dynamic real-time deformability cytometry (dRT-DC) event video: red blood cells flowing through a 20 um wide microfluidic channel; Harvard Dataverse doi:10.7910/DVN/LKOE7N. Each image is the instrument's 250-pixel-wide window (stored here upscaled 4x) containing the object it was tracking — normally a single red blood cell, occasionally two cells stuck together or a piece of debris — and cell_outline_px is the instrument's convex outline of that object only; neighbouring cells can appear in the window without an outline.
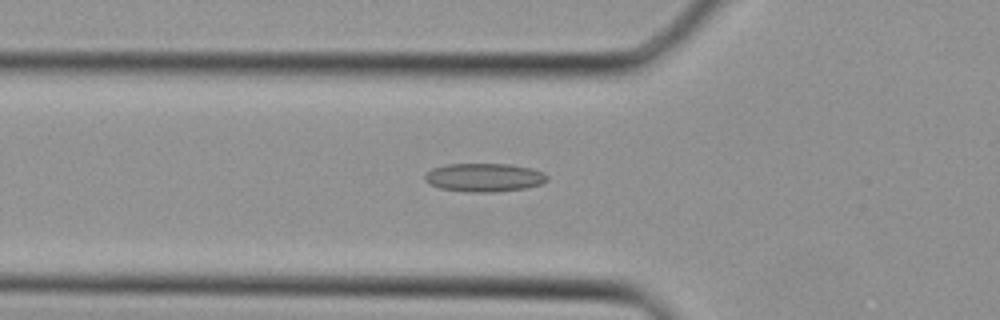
{"species": "Egyptian fruit bat (a non-hibernating species)", "species_latin": "Rousettus aegyptiacus", "temperature_condition": "cold", "stored_images_in_passage": 31, "camera_frame_rate_fps": 3000, "um_per_image_px": 0.085, "animal": {"sex": "female"}, "frame": {"image": 1, "passage_image": 7, "time_ms": 2.0, "image_size_px": [1000, 320], "cell_outline_px": [[548, 180], [540, 184], [528, 188], [492, 192], [472, 192], [440, 188], [428, 184], [424, 180], [424, 176], [432, 168], [448, 164], [512, 164], [532, 168], [544, 172], [548, 176]], "centroid_in_image_um": [41.18, 15.08], "position_along_channel_um": 84.6, "area_um2": 20.4}}
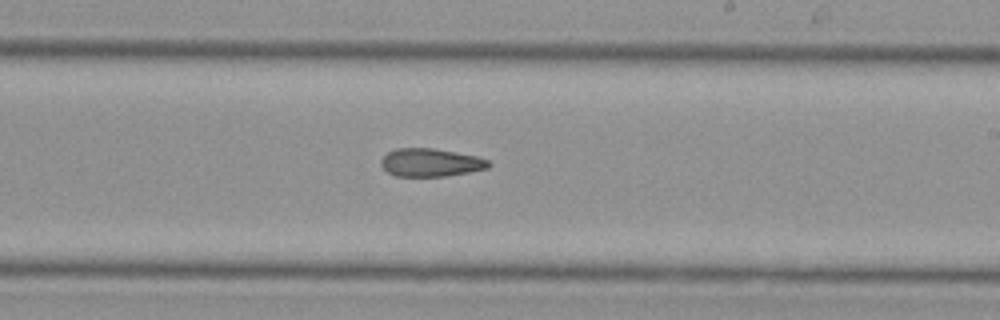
{"frame": {"image": 2, "passage_image": 16, "time_ms": 5.0, "image_size_px": [1000, 320], "cell_outline_px": [[492, 164], [488, 168], [468, 172], [444, 176], [396, 176], [388, 172], [380, 164], [380, 160], [388, 152], [396, 148], [432, 148], [456, 152], [476, 156], [488, 160]], "centroid_in_image_um": [36.6, 13.81], "position_along_channel_um": 252.4, "area_um2": 17.51}}
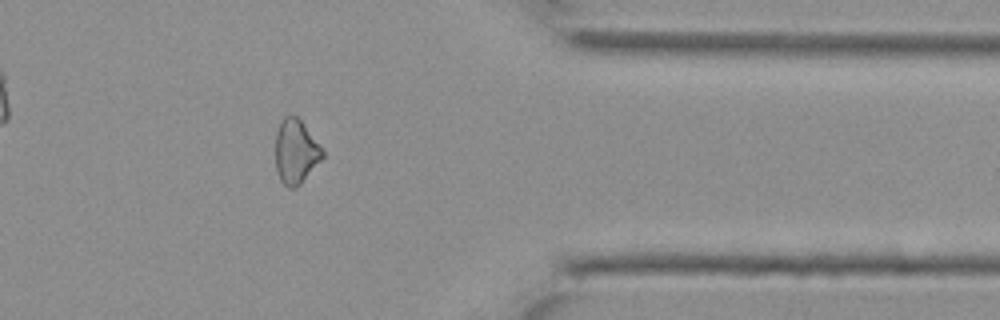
{"frame": {"image": 3, "passage_image": 24, "time_ms": 7.667, "image_size_px": [1000, 320], "cell_outline_px": [[324, 156], [300, 184], [292, 188], [288, 188], [280, 180], [276, 168], [276, 132], [280, 120], [284, 116], [296, 116], [300, 120], [324, 152]], "centroid_in_image_um": [25.11, 12.89], "position_along_channel_um": 386.3, "area_um2": 17.22}}